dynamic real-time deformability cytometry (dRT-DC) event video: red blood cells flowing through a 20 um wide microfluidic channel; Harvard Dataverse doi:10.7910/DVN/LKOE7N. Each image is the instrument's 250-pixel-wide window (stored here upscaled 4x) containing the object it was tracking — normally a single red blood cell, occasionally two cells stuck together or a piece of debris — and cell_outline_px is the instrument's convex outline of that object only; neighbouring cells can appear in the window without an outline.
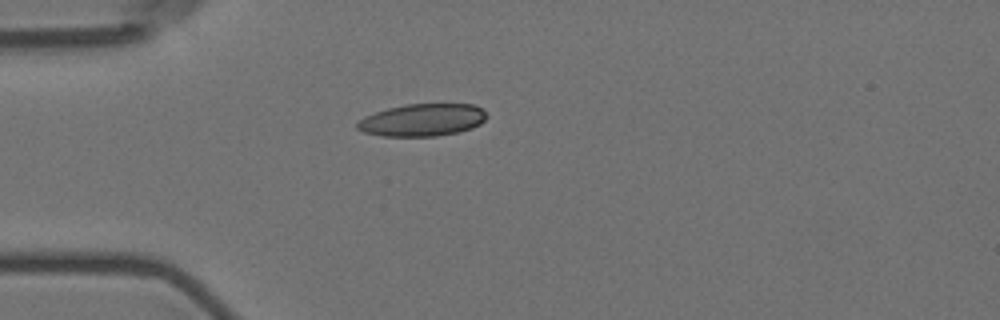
{"species": "Egyptian fruit bat (a non-hibernating species)", "species_latin": "Rousettus aegyptiacus", "temperature_condition": "room temperature", "stored_images_in_passage": 1, "camera_frame_rate_fps": 3000, "um_per_image_px": 0.085, "animal": {"sex": "female"}, "frame": {"image": 1, "passage_image": 1, "time_ms": 0.0, "image_size_px": [1000, 320], "cell_outline_px": [[488, 116], [480, 124], [472, 128], [456, 132], [436, 136], [384, 136], [364, 132], [356, 128], [356, 124], [364, 116], [388, 108], [408, 104], [472, 104], [480, 108]], "centroid_in_image_um": [35.89, 10.2], "position_along_channel_um": 49.1, "area_um2": 24.22}}